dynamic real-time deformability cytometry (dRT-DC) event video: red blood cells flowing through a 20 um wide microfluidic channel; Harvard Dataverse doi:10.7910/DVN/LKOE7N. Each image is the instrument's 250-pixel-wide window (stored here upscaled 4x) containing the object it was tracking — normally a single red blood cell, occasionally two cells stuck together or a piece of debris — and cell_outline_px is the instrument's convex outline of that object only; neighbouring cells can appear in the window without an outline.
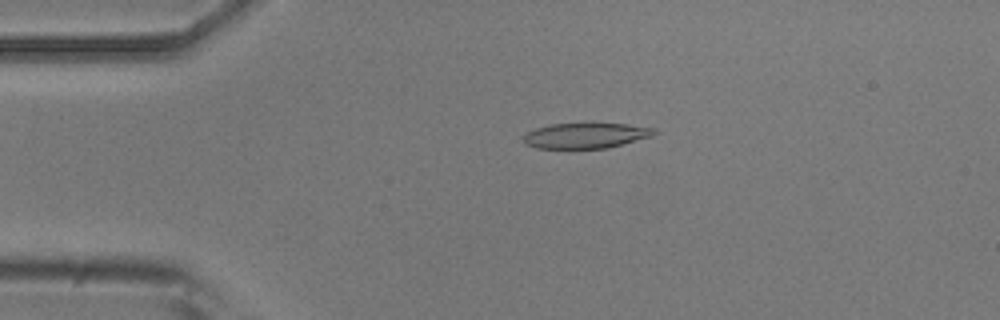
{"species": "common noctule bat (a hibernating species)", "species_latin": "Nyctalus noctula", "temperature_condition": "room temperature", "stored_images_in_passage": 52, "camera_frame_rate_fps": 3000, "um_per_image_px": 0.085, "animal": {"sex": "male", "body_mass_g": 20.5, "forearm_length_mm": 52.5}, "frame": {"image": 1, "passage_image": 11, "time_ms": 3.333, "image_size_px": [1000, 320], "cell_outline_px": [[656, 132], [652, 136], [608, 148], [536, 148], [524, 144], [524, 136], [528, 132], [536, 128], [552, 124], [624, 124], [656, 128]], "centroid_in_image_um": [49.79, 11.53], "position_along_channel_um": 35.2, "area_um2": 19.07}}
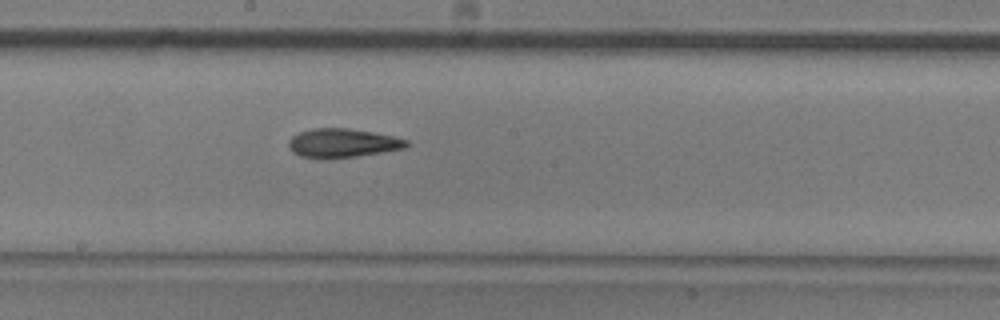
{"frame": {"image": 2, "passage_image": 28, "time_ms": 9.0, "image_size_px": [1000, 320], "cell_outline_px": [[408, 148], [384, 152], [356, 156], [320, 160], [300, 156], [292, 152], [288, 148], [288, 140], [292, 136], [300, 132], [312, 128], [348, 128], [372, 132], [392, 136], [408, 140]], "centroid_in_image_um": [29.08, 12.18], "position_along_channel_um": 219.1, "area_um2": 20.17}}
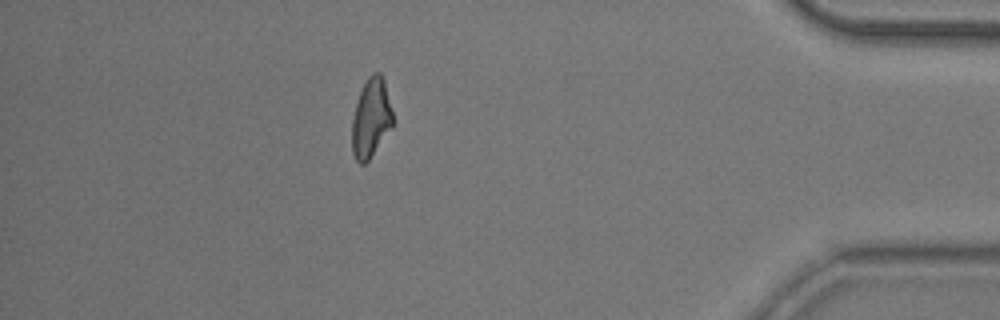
{"frame": {"image": 3, "passage_image": 46, "time_ms": 15.0, "image_size_px": [1000, 320], "cell_outline_px": [[392, 128], [368, 160], [364, 164], [360, 164], [356, 160], [352, 152], [352, 120], [356, 104], [360, 92], [368, 76], [372, 72], [380, 72], [384, 80], [392, 108]], "centroid_in_image_um": [31.54, 10.03], "position_along_channel_um": 403.7, "area_um2": 18.73}, "authors_computed_cell_mechanics": {"area_um2": 19.9699, "velocity_mm_per_s": 3.836, "shape_relaxation_time_tau1_ms": 5.8698, "shape_relaxation_time_tau2_ms": 1.7313, "deformation_change_tau1": 0.1736, "deformation_change_tau2": 0.0963}}